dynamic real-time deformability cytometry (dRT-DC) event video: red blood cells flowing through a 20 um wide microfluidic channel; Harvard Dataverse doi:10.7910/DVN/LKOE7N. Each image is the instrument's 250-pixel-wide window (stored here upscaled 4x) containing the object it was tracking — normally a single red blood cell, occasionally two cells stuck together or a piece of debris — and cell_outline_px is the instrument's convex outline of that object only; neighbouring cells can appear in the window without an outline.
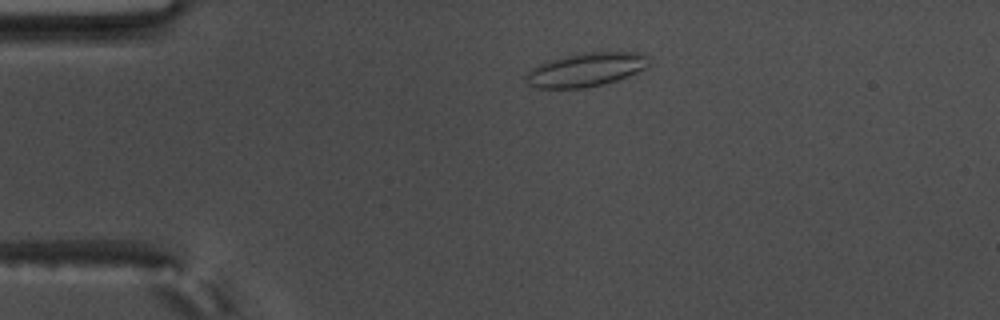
{"species": "common noctule bat (a hibernating species)", "species_latin": "Nyctalus noctula", "temperature_condition": "warm", "stored_images_in_passage": 54, "camera_frame_rate_fps": 3000, "um_per_image_px": 0.085, "animal": {"sex": "male", "body_mass_g": 17.5, "forearm_length_mm": 52.3}, "frame": {"image": 1, "passage_image": 9, "time_ms": 2.667, "image_size_px": [1000, 320], "cell_outline_px": [[652, 60], [644, 68], [628, 76], [604, 84], [584, 88], [532, 88], [524, 80], [524, 76], [532, 68], [540, 64], [564, 56], [584, 52], [644, 52]], "centroid_in_image_um": [49.81, 5.92], "position_along_channel_um": 35.2, "area_um2": 24.28}}
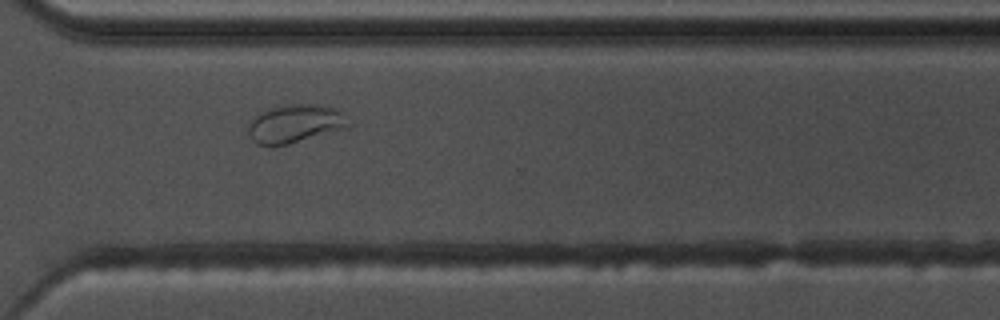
{"frame": {"image": 2, "passage_image": 39, "time_ms": 12.667, "image_size_px": [1000, 320], "cell_outline_px": [[352, 124], [348, 128], [288, 144], [256, 144], [252, 140], [248, 132], [248, 124], [252, 116], [260, 112], [272, 108], [288, 104], [320, 104], [336, 108]], "centroid_in_image_um": [25.09, 10.5], "position_along_channel_um": 345.5, "area_um2": 22.37}}
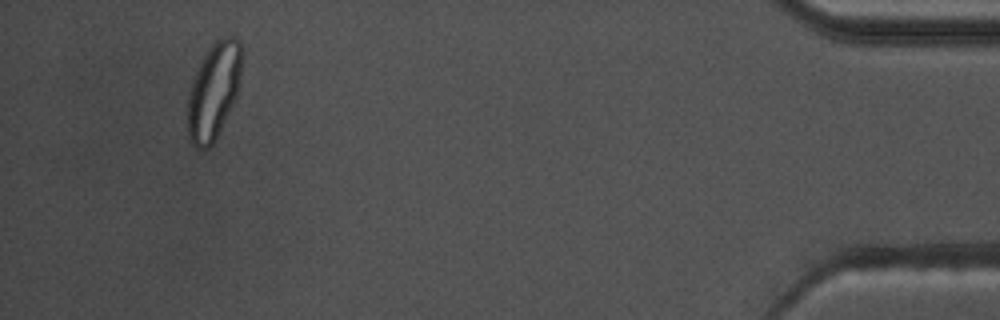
{"frame": {"image": 3, "passage_image": 51, "time_ms": 16.667, "image_size_px": [1000, 320], "cell_outline_px": [[240, 84], [236, 96], [212, 144], [208, 148], [196, 148], [192, 144], [188, 136], [188, 96], [192, 80], [196, 68], [200, 60], [208, 48], [220, 36], [236, 36], [240, 40]], "centroid_in_image_um": [18.14, 7.67], "position_along_channel_um": 417.1, "area_um2": 30.17}}